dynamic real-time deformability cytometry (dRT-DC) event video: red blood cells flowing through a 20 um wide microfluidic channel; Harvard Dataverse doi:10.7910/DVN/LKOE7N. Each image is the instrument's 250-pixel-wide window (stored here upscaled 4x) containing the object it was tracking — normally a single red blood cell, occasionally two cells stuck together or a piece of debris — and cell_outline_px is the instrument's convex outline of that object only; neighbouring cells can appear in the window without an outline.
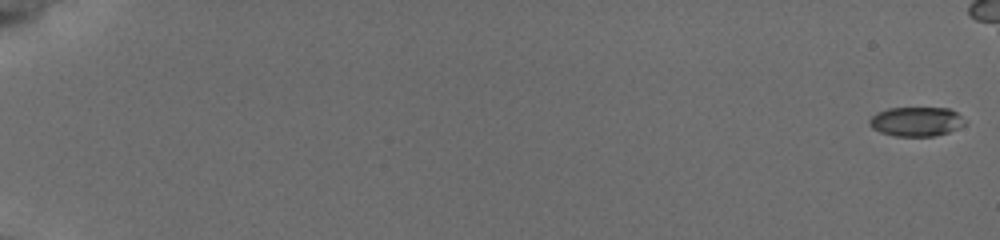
{"species": "common noctule bat (a hibernating species)", "species_latin": "Nyctalus noctula", "temperature_condition": "cold", "stored_images_in_passage": 51, "camera_frame_rate_fps": 3000, "um_per_image_px": 0.085, "animal": {"sex": "female", "body_mass_g": 19.5, "forearm_length_mm": 54.1}, "frame": {"image": 1, "passage_image": 1, "time_ms": 0.0, "image_size_px": [1000, 240], "cell_outline_px": [[968, 120], [964, 124], [948, 132], [936, 136], [896, 136], [880, 132], [872, 128], [868, 124], [868, 120], [876, 112], [888, 108], [948, 108], [956, 112]], "centroid_in_image_um": [77.87, 10.33], "position_along_channel_um": 7.1, "area_um2": 16.42}}
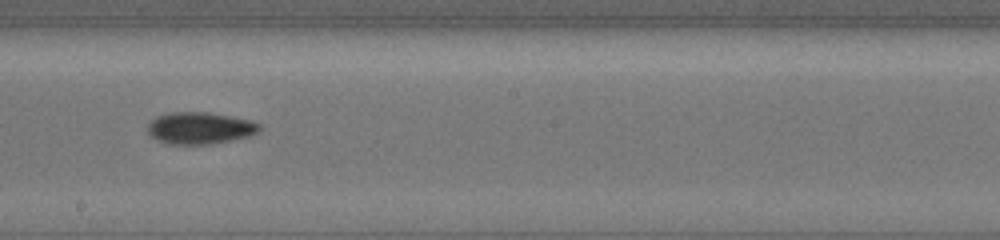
{"frame": {"image": 2, "passage_image": 35, "time_ms": 11.333, "image_size_px": [1000, 240], "cell_outline_px": [[260, 132], [248, 136], [212, 144], [168, 144], [156, 140], [148, 132], [148, 124], [156, 116], [168, 112], [208, 112], [252, 120], [260, 124]], "centroid_in_image_um": [16.99, 10.88], "position_along_channel_um": 231.2, "area_um2": 20.87}}
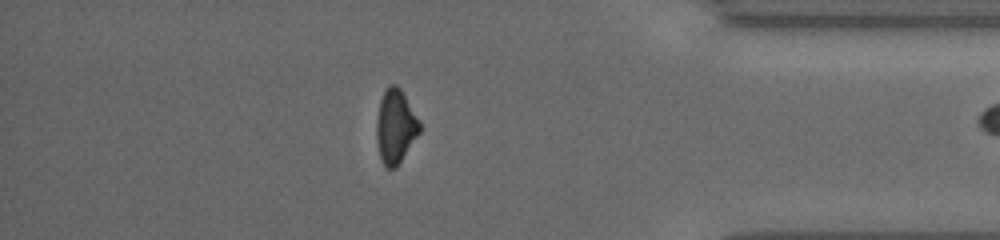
{"frame": {"image": 3, "passage_image": 50, "time_ms": 16.333, "image_size_px": [1000, 240], "cell_outline_px": [[420, 132], [396, 168], [388, 168], [380, 160], [376, 140], [376, 120], [380, 100], [384, 88], [388, 84], [396, 84], [400, 88], [420, 120]], "centroid_in_image_um": [33.6, 10.73], "position_along_channel_um": 401.6, "area_um2": 18.79}}